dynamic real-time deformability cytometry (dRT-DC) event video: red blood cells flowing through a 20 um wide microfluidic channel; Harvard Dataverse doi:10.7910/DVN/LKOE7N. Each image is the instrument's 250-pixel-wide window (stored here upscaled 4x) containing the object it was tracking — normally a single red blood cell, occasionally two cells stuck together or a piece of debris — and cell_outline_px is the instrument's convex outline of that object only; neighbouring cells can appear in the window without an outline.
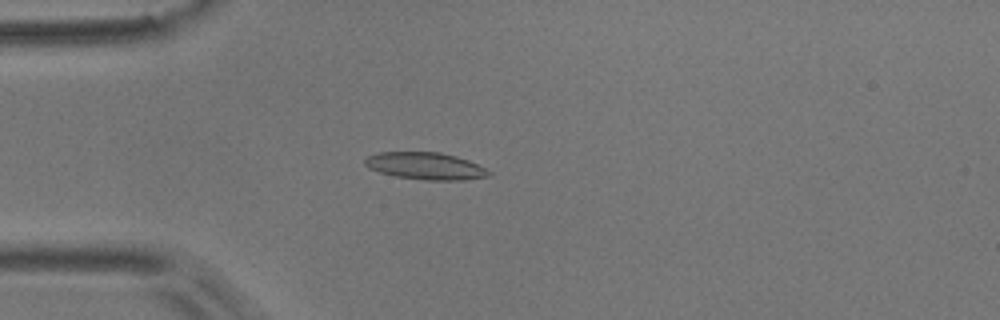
{"species": "common noctule bat (a hibernating species)", "species_latin": "Nyctalus noctula", "temperature_condition": "room temperature", "stored_images_in_passage": 52, "camera_frame_rate_fps": 3000, "um_per_image_px": 0.085, "animal": {"sex": "male", "body_mass_g": 17.9}, "frame": {"image": 1, "passage_image": 13, "time_ms": 4.0, "image_size_px": [1000, 320], "cell_outline_px": [[492, 172], [488, 176], [464, 180], [428, 180], [396, 176], [380, 172], [368, 168], [364, 164], [364, 160], [368, 156], [380, 152], [440, 152], [456, 156], [468, 160]], "centroid_in_image_um": [36.15, 14.1], "position_along_channel_um": 48.8, "area_um2": 19.42}}
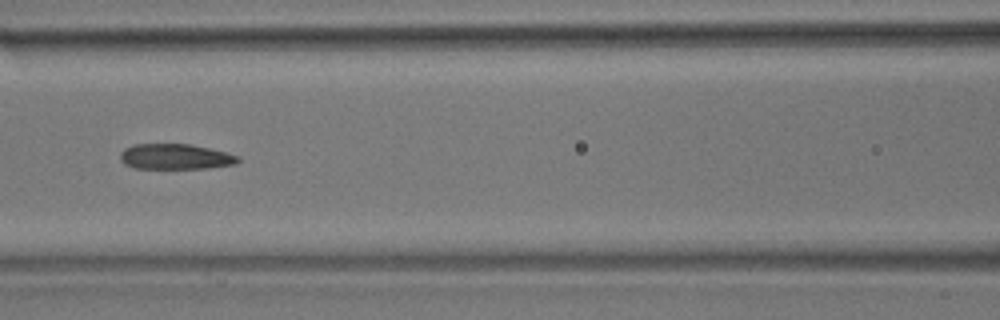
{"frame": {"image": 2, "passage_image": 22, "time_ms": 7.0, "image_size_px": [1000, 320], "cell_outline_px": [[240, 160], [236, 164], [208, 168], [132, 168], [124, 164], [120, 160], [120, 152], [124, 148], [132, 144], [188, 144], [208, 148], [240, 156]], "centroid_in_image_um": [14.87, 13.32], "position_along_channel_um": 151.7, "area_um2": 17.51}}
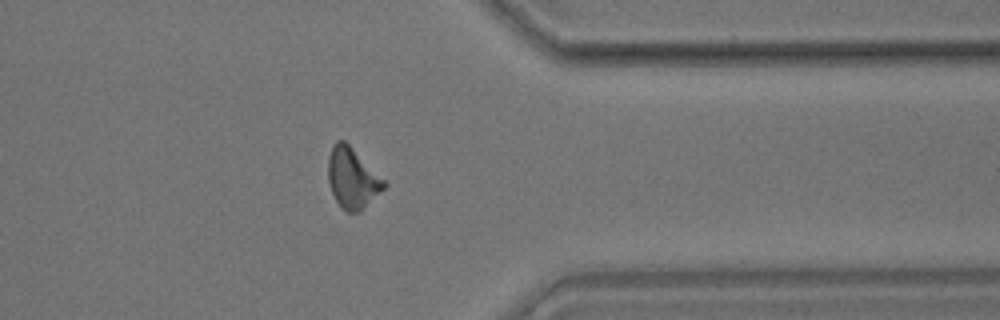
{"frame": {"image": 3, "passage_image": 41, "time_ms": 13.333, "image_size_px": [1000, 320], "cell_outline_px": [[388, 184], [364, 208], [356, 212], [344, 212], [336, 200], [332, 192], [328, 180], [328, 156], [332, 144], [336, 140], [344, 140]], "centroid_in_image_um": [29.92, 15.14], "position_along_channel_um": 381.5, "area_um2": 19.42}, "authors_computed_cell_mechanics": {"area_um2": 18.7561, "velocity_mm_per_s": 3.7845, "shape_relaxation_time_tau1_ms": null, "shape_relaxation_time_tau2_ms": 3.091, "deformation_change_tau1": null, "deformation_change_tau2": 0.1181}}